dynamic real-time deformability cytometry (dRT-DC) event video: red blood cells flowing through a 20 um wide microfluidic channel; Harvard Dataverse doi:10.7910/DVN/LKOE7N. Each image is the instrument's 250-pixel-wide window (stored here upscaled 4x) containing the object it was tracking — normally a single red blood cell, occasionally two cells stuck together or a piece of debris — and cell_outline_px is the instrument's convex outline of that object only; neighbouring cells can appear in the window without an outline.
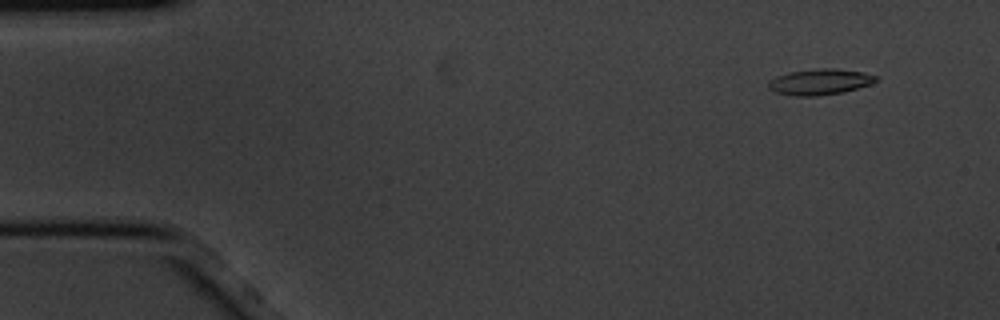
{"species": "common noctule bat (a hibernating species)", "species_latin": "Nyctalus noctula", "temperature_condition": "cold", "stored_images_in_passage": 3, "camera_frame_rate_fps": 3000, "um_per_image_px": 0.085, "animal": {"sex": "male", "body_mass_g": 20.1, "forearm_length_mm": 53.5}, "frame": {"image": 1, "passage_image": 1, "time_ms": 0.0, "image_size_px": [1000, 320], "cell_outline_px": [[880, 80], [872, 84], [844, 92], [816, 96], [796, 96], [776, 92], [768, 88], [768, 80], [776, 76], [792, 72], [816, 68], [836, 68], [864, 72], [876, 76]], "centroid_in_image_um": [69.72, 6.95], "position_along_channel_um": 15.3, "area_um2": 16.36}}
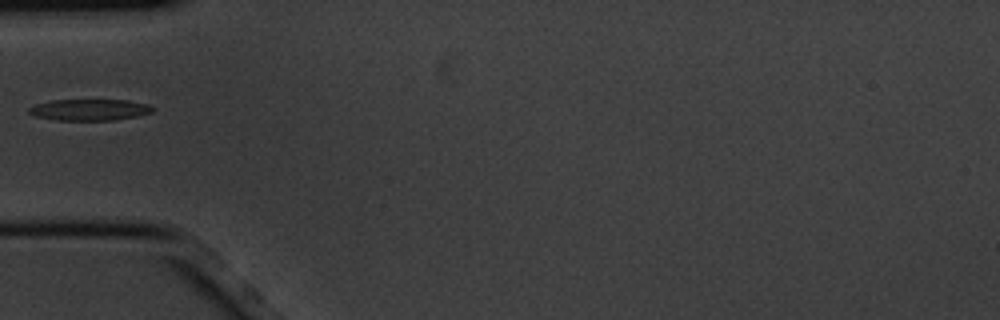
{"frame": {"image": 2, "passage_image": 3, "time_ms": 0.667, "image_size_px": [1000, 320], "cell_outline_px": [[156, 108], [152, 112], [136, 116], [116, 120], [56, 120], [36, 116], [28, 112], [28, 108], [36, 104], [52, 100], [128, 100], [148, 104]], "centroid_in_image_um": [7.64, 9.33], "position_along_channel_um": 77.4, "area_um2": 15.37}}